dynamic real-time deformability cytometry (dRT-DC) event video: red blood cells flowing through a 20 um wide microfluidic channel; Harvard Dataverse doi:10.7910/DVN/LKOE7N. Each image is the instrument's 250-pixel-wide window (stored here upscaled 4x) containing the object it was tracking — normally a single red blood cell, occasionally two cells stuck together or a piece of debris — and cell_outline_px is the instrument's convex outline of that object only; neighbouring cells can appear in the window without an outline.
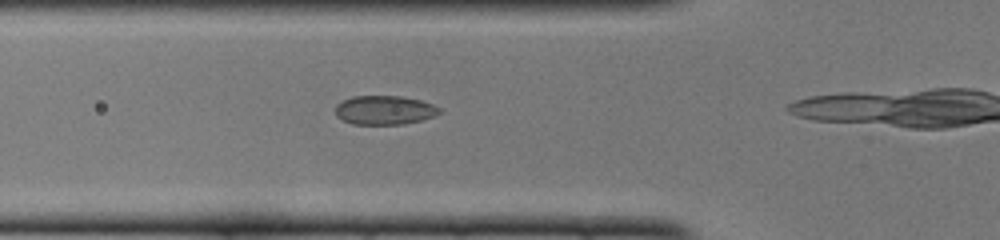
{"species": "common noctule bat (a hibernating species)", "species_latin": "Nyctalus noctula", "temperature_condition": "cold", "stored_images_in_passage": 13, "camera_frame_rate_fps": 3000, "um_per_image_px": 0.085, "animal": {"sex": "female", "body_mass_g": 22.0, "forearm_length_mm": 56.7}, "frame": {"image": 1, "passage_image": 10, "time_ms": 3.0, "image_size_px": [1000, 240], "cell_outline_px": [[440, 112], [432, 116], [420, 120], [404, 124], [352, 124], [336, 116], [336, 104], [352, 96], [400, 96], [420, 100], [432, 104], [440, 108]], "centroid_in_image_um": [32.66, 9.35], "position_along_channel_um": 93.1, "area_um2": 17.4}}